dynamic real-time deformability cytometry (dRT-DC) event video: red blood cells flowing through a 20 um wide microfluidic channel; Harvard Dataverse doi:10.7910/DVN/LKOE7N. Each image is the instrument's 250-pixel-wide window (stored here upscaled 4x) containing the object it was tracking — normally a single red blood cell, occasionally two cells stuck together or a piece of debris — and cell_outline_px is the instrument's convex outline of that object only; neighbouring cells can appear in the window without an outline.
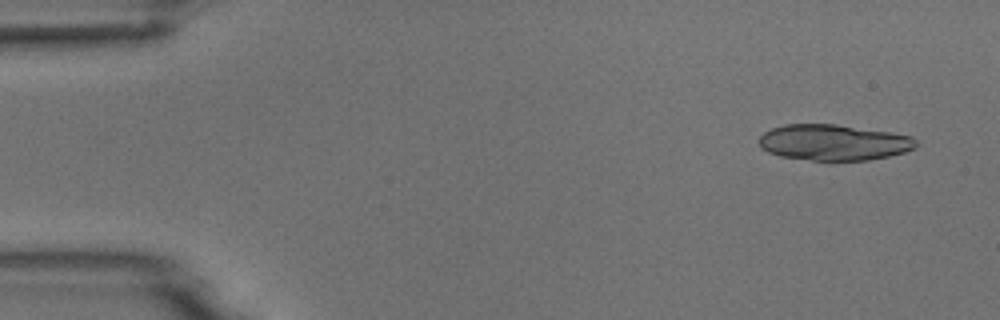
{"species": "common noctule bat (a hibernating species)", "species_latin": "Nyctalus noctula", "temperature_condition": "room temperature", "stored_images_in_passage": 4, "camera_frame_rate_fps": 3000, "um_per_image_px": 0.085, "animal": {"sex": "male", "body_mass_g": 18.8}, "frame": {"image": 1, "passage_image": 1, "time_ms": 0.0, "image_size_px": [1000, 320], "cell_outline_px": [[916, 148], [904, 152], [888, 156], [868, 160], [812, 160], [780, 156], [768, 152], [760, 148], [760, 136], [764, 132], [772, 128], [784, 124], [836, 124], [888, 132], [912, 136], [916, 140]], "centroid_in_image_um": [70.84, 12.1], "position_along_channel_um": 14.2, "area_um2": 32.71}}